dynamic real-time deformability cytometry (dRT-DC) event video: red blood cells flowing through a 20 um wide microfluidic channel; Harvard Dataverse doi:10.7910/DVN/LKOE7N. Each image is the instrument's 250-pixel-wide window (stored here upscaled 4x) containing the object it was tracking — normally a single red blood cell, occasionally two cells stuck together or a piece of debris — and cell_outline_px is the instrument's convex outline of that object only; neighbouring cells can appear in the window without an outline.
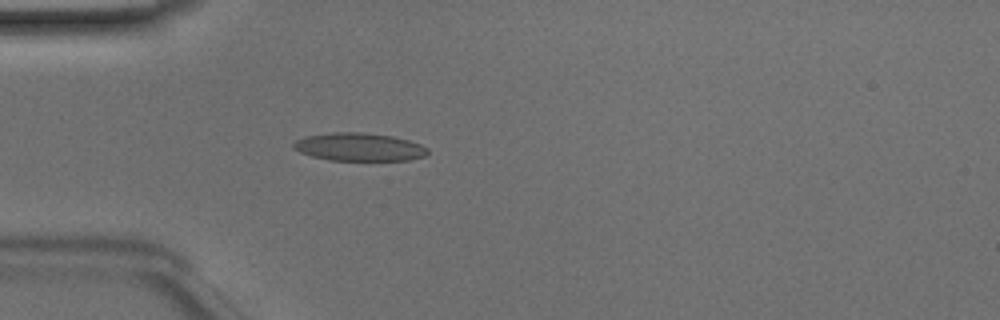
{"species": "Egyptian fruit bat (a non-hibernating species)", "species_latin": "Rousettus aegyptiacus", "temperature_condition": "room temperature", "stored_images_in_passage": 36, "camera_frame_rate_fps": 3000, "um_per_image_px": 0.085, "animal": {"sex": "male"}, "frame": {"image": 1, "passage_image": 1, "time_ms": 0.0, "image_size_px": [1000, 320], "cell_outline_px": [[428, 152], [424, 156], [408, 160], [328, 160], [312, 156], [300, 152], [292, 148], [292, 144], [296, 140], [308, 136], [332, 132], [364, 132], [392, 136], [408, 140], [420, 144], [428, 148]], "centroid_in_image_um": [30.52, 12.49], "position_along_channel_um": 54.5, "area_um2": 21.85}}
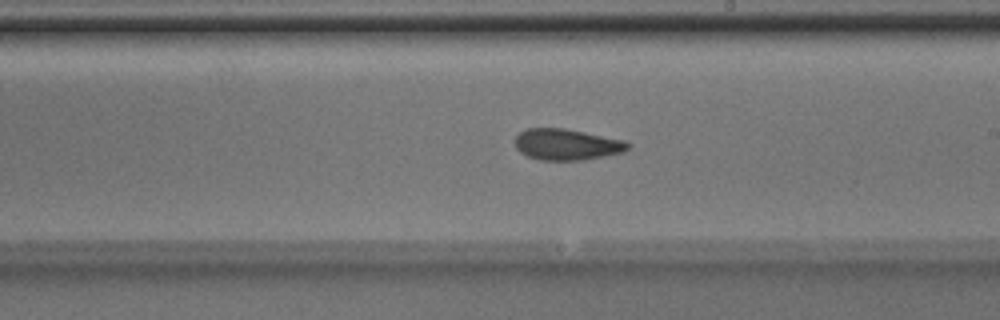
{"frame": {"image": 2, "passage_image": 15, "time_ms": 4.667, "image_size_px": [1000, 320], "cell_outline_px": [[632, 144], [624, 152], [584, 160], [540, 160], [528, 156], [520, 152], [516, 148], [516, 136], [520, 132], [528, 128], [564, 128], [624, 140]], "centroid_in_image_um": [48.19, 12.28], "position_along_channel_um": 240.8, "area_um2": 20.46}}
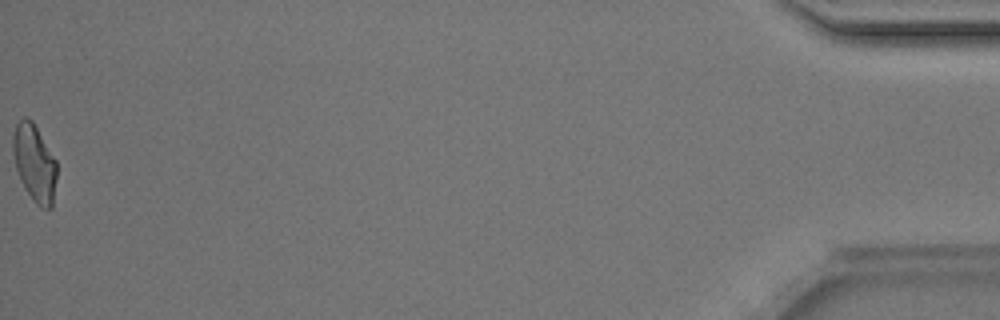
{"frame": {"image": 3, "passage_image": 36, "time_ms": 11.667, "image_size_px": [1000, 320], "cell_outline_px": [[56, 180], [52, 208], [40, 208], [32, 200], [24, 188], [16, 168], [12, 152], [12, 136], [16, 124], [24, 116], [28, 116], [32, 120], [56, 160]], "centroid_in_image_um": [2.92, 13.85], "position_along_channel_um": 432.3, "area_um2": 19.83}, "authors_computed_cell_mechanics": {"area_um2": 20.3745, "velocity_mm_per_s": 4.1525, "shape_relaxation_time_tau1_ms": null, "shape_relaxation_time_tau2_ms": 3.2098, "deformation_change_tau1": null, "deformation_change_tau2": 0.1144}}